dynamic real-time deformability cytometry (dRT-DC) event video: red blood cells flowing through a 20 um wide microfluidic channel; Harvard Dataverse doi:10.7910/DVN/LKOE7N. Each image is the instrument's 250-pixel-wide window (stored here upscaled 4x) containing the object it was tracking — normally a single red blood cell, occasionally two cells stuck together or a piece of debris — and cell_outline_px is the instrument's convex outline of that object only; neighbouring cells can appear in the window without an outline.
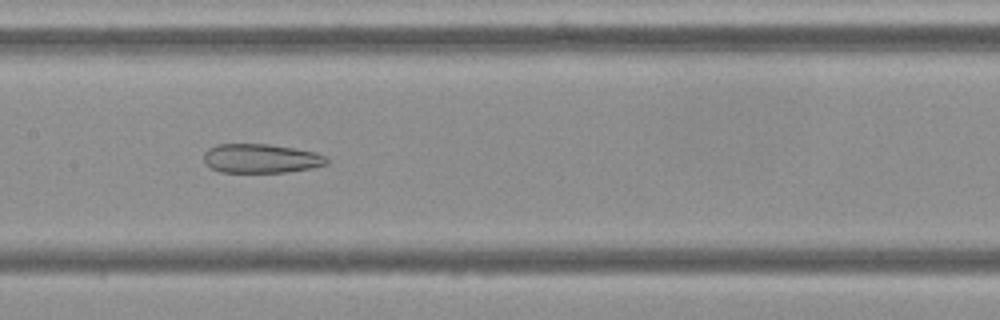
{"species": "Egyptian fruit bat (a non-hibernating species)", "species_latin": "Rousettus aegyptiacus", "temperature_condition": "cold", "stored_images_in_passage": 54, "camera_frame_rate_fps": 3000, "um_per_image_px": 0.085, "frame": {"image": 1, "passage_image": 26, "time_ms": 8.333, "image_size_px": [1000, 320], "cell_outline_px": [[328, 164], [312, 168], [288, 172], [220, 172], [204, 164], [204, 152], [208, 148], [216, 144], [268, 144], [316, 152], [328, 156]], "centroid_in_image_um": [22.19, 13.47], "position_along_channel_um": 185.2, "area_um2": 21.04}}
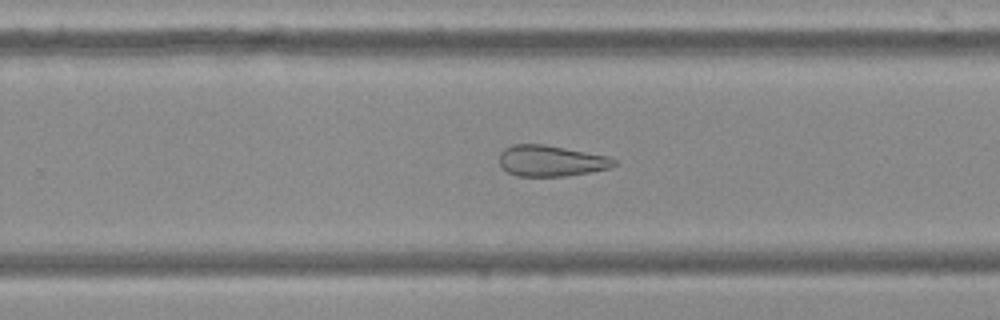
{"frame": {"image": 2, "passage_image": 34, "time_ms": 11.0, "image_size_px": [1000, 320], "cell_outline_px": [[616, 164], [608, 168], [568, 176], [516, 176], [508, 172], [500, 164], [500, 152], [504, 148], [512, 144], [544, 144], [608, 156], [616, 160]], "centroid_in_image_um": [46.81, 13.66], "position_along_channel_um": 283.0, "area_um2": 20.63}}
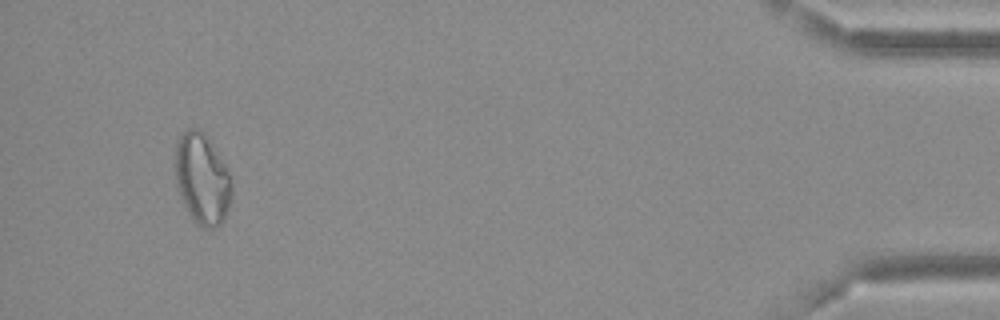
{"frame": {"image": 3, "passage_image": 51, "time_ms": 16.667, "image_size_px": [1000, 320], "cell_outline_px": [[232, 196], [224, 220], [216, 228], [204, 228], [188, 212], [176, 188], [176, 144], [180, 136], [188, 128], [200, 128], [204, 132], [228, 168], [232, 184]], "centroid_in_image_um": [17.2, 15.19], "position_along_channel_um": 418.0, "area_um2": 29.88}, "authors_computed_cell_mechanics": {"area_um2": 26.7903, "velocity_mm_per_s": 3.6781, "shape_relaxation_time_tau1_ms": null, "shape_relaxation_time_tau2_ms": 6.0606, "deformation_change_tau1": null, "deformation_change_tau2": 0.1671}}